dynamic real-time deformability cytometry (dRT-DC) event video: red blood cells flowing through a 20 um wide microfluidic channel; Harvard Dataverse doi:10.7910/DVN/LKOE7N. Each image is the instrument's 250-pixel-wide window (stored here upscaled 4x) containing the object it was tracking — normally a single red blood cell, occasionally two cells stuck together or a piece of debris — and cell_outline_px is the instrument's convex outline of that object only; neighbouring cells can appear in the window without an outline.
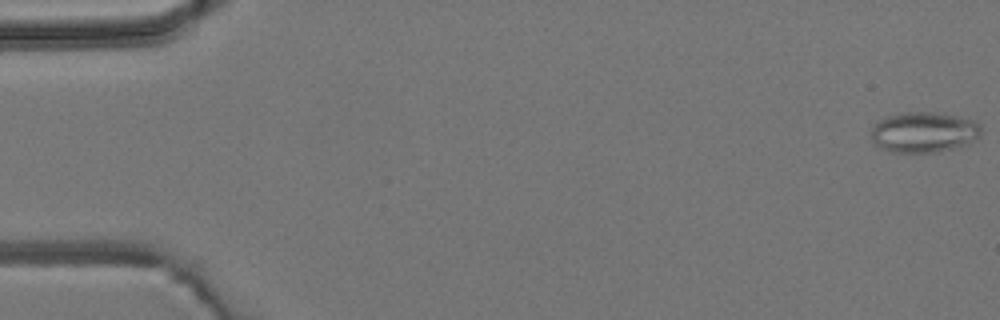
{"species": "common noctule bat (a hibernating species)", "species_latin": "Nyctalus noctula", "temperature_condition": "room temperature", "stored_images_in_passage": 4, "camera_frame_rate_fps": 3000, "um_per_image_px": 0.085, "animal": {"sex": "male", "body_mass_g": 19.2, "forearm_length_mm": 51.8}, "frame": {"image": 1, "passage_image": 1, "time_ms": 0.0, "image_size_px": [1000, 320], "cell_outline_px": [[980, 136], [976, 140], [960, 148], [940, 152], [888, 152], [880, 148], [872, 140], [872, 128], [880, 120], [888, 116], [908, 112], [932, 112], [956, 116], [976, 120], [980, 124]], "centroid_in_image_um": [78.58, 11.26], "position_along_channel_um": 6.4, "area_um2": 26.18}}